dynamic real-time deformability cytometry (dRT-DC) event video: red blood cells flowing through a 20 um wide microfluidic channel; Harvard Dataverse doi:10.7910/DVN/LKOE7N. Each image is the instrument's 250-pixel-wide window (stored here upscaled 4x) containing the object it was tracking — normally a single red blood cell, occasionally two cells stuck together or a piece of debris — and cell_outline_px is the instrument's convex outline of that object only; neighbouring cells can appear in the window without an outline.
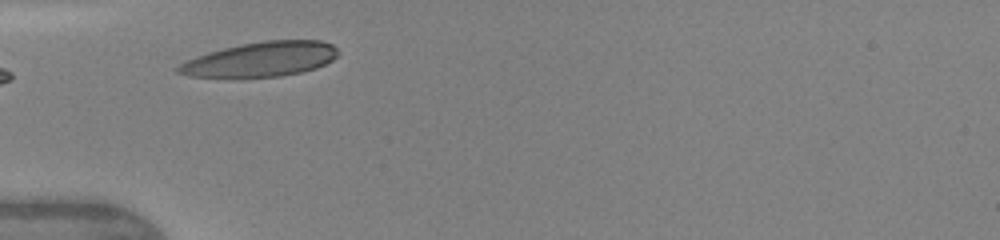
{"species": "human", "species_latin": "Homo sapiens", "temperature_condition": "warm", "stored_images_in_passage": 6, "camera_frame_rate_fps": 3000, "um_per_image_px": 0.085, "donor": {"sex": "female"}, "frame": {"image": 1, "passage_image": 1, "time_ms": 0.0, "image_size_px": [1000, 240], "cell_outline_px": [[340, 52], [332, 60], [316, 68], [300, 72], [280, 76], [240, 80], [232, 80], [188, 76], [176, 72], [176, 68], [180, 64], [188, 60], [208, 52], [224, 48], [264, 40], [320, 40], [332, 44]], "centroid_in_image_um": [22.11, 5.09], "position_along_channel_um": 62.9, "area_um2": 33.12}}